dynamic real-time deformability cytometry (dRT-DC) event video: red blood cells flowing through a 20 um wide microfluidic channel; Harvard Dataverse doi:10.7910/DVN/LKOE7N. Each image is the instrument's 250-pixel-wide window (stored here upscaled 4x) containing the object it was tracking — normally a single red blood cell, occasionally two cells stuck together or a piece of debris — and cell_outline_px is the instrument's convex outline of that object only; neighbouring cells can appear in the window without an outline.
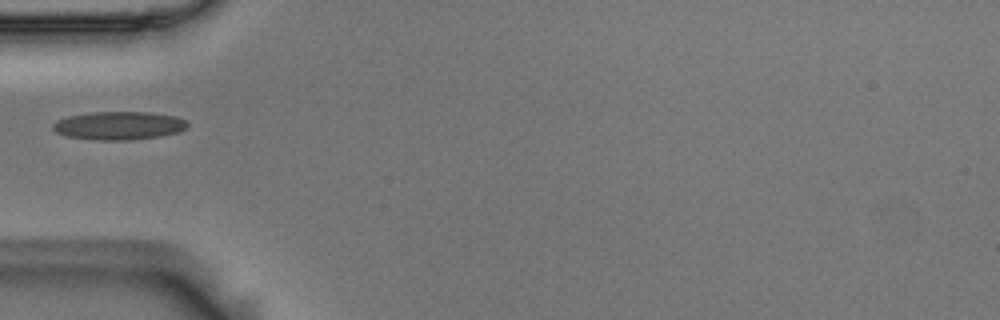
{"species": "Egyptian fruit bat (a non-hibernating species)", "species_latin": "Rousettus aegyptiacus", "temperature_condition": "room temperature", "stored_images_in_passage": 2, "camera_frame_rate_fps": 3000, "um_per_image_px": 0.085, "animal": {"sex": "male"}, "frame": {"image": 1, "passage_image": 1, "time_ms": 0.0, "image_size_px": [1000, 320], "cell_outline_px": [[188, 124], [180, 132], [160, 136], [132, 140], [96, 140], [64, 136], [56, 132], [52, 128], [52, 124], [56, 120], [68, 116], [92, 112], [148, 112], [176, 116], [184, 120]], "centroid_in_image_um": [10.07, 10.68], "position_along_channel_um": 74.9, "area_um2": 22.25}}
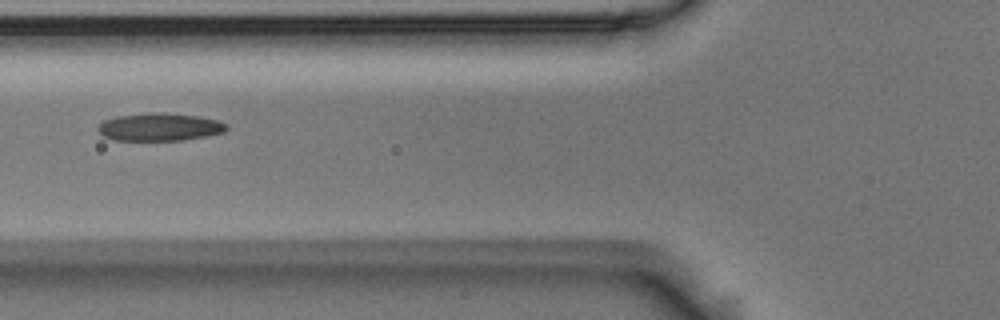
{"frame": {"image": 2, "passage_image": 2, "time_ms": 0.333, "image_size_px": [1000, 320], "cell_outline_px": [[228, 128], [224, 132], [184, 140], [112, 140], [104, 136], [96, 128], [104, 120], [116, 116], [152, 112], [160, 112], [196, 116], [220, 120], [228, 124]], "centroid_in_image_um": [13.58, 10.79], "position_along_channel_um": 112.2, "area_um2": 20.81}}